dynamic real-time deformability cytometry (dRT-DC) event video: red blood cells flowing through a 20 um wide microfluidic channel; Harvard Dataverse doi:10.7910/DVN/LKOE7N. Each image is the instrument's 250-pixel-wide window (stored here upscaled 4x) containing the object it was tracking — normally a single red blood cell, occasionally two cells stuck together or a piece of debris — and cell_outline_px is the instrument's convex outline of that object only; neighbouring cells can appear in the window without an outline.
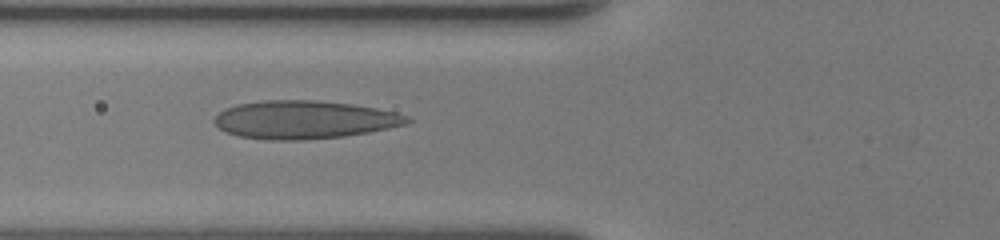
{"species": "human", "species_latin": "Homo sapiens", "temperature_condition": "room temperature", "stored_images_in_passage": 37, "camera_frame_rate_fps": 3000, "um_per_image_px": 0.085, "donor": {"sex": "female"}, "frame": {"image": 1, "passage_image": 7, "time_ms": 2.0, "image_size_px": [1000, 240], "cell_outline_px": [[412, 120], [408, 124], [368, 132], [344, 136], [304, 140], [272, 140], [240, 136], [224, 132], [212, 120], [224, 108], [236, 104], [264, 100], [316, 100], [352, 104], [376, 108], [396, 112], [408, 116]], "centroid_in_image_um": [25.86, 10.17], "position_along_channel_um": 99.9, "area_um2": 42.95}}
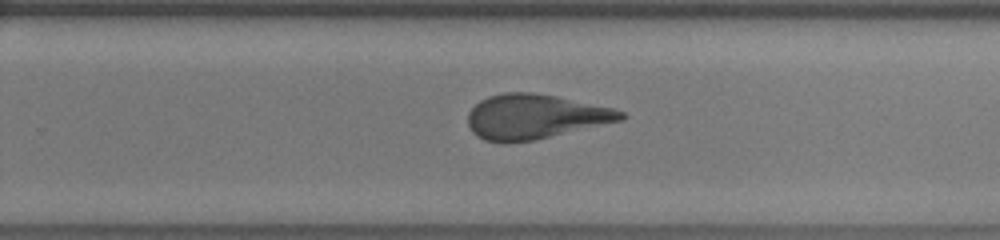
{"frame": {"image": 2, "passage_image": 20, "time_ms": 6.333, "image_size_px": [1000, 240], "cell_outline_px": [[628, 116], [624, 120], [536, 140], [508, 144], [500, 144], [484, 140], [476, 136], [472, 132], [468, 124], [468, 112], [480, 100], [488, 96], [504, 92], [532, 92], [556, 96], [612, 108], [624, 112]], "centroid_in_image_um": [45.45, 9.94], "position_along_channel_um": 284.3, "area_um2": 40.34}}
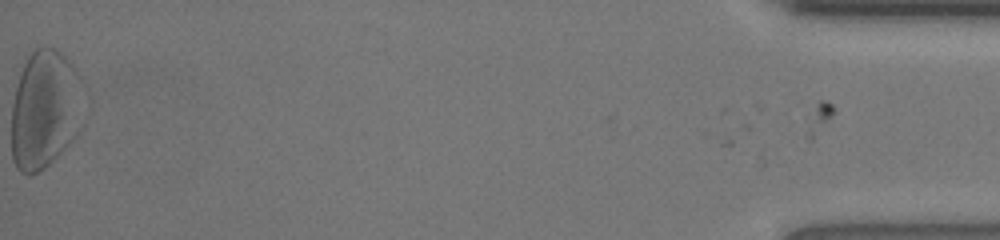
{"frame": {"image": 3, "passage_image": 37, "time_ms": 12.0, "image_size_px": [1000, 240], "cell_outline_px": [[84, 124], [76, 136], [44, 168], [28, 176], [20, 172], [16, 168], [12, 160], [12, 104], [20, 72], [28, 56], [36, 48], [52, 48], [60, 52], [72, 64], [84, 80]], "centroid_in_image_um": [3.87, 9.31], "position_along_channel_um": 431.3, "area_um2": 50.75}, "authors_computed_cell_mechanics": {"area_um2": 39.9976, "velocity_mm_per_s": 4.2694, "shape_relaxation_time_tau1_ms": 8.5122, "shape_relaxation_time_tau2_ms": 1.0857, "deformation_change_tau1": 0.2479, "deformation_change_tau2": 0.0825}}